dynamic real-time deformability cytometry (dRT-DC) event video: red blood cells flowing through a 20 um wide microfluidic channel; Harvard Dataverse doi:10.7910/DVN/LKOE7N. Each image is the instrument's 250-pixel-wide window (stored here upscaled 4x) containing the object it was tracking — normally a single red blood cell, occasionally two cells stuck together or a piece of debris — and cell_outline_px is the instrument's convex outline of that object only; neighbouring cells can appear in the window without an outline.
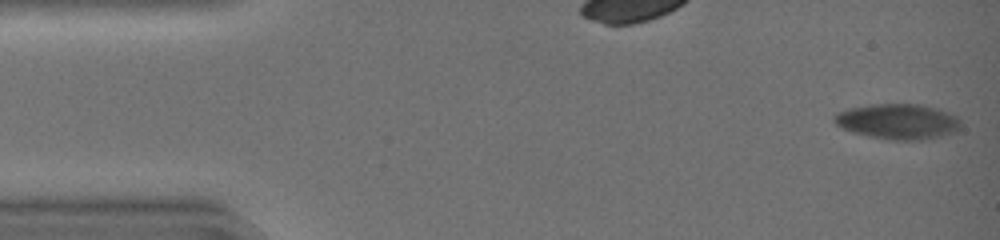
{"species": "common noctule bat (a hibernating species)", "species_latin": "Nyctalus noctula", "temperature_condition": "warm", "stored_images_in_passage": 33, "camera_frame_rate_fps": 3000, "um_per_image_px": 0.085, "animal": {"sex": "female", "body_mass_g": 19.0, "forearm_length_mm": 51.5}, "frame": {"image": 1, "passage_image": 1, "time_ms": 0.0, "image_size_px": [1000, 240], "cell_outline_px": [[960, 128], [952, 132], [940, 136], [920, 140], [892, 140], [868, 136], [852, 132], [836, 124], [832, 120], [832, 116], [836, 112], [848, 108], [868, 104], [920, 104], [936, 108], [948, 112], [956, 116], [960, 120]], "centroid_in_image_um": [76.27, 10.31], "position_along_channel_um": 8.7, "area_um2": 26.13}}
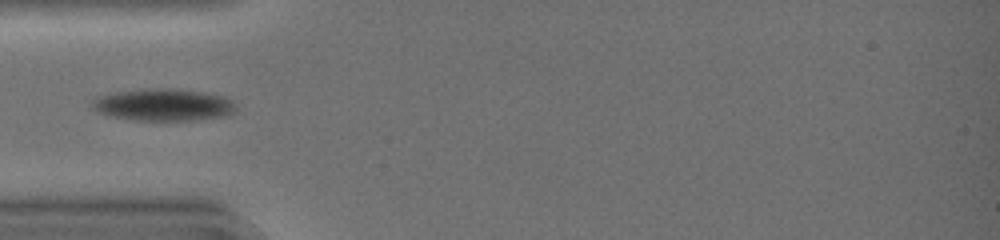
{"frame": {"image": 2, "passage_image": 15, "time_ms": 4.667, "image_size_px": [1000, 240], "cell_outline_px": [[236, 112], [228, 116], [192, 120], [136, 120], [112, 116], [96, 112], [88, 104], [92, 100], [100, 96], [116, 92], [140, 88], [176, 88], [204, 92], [224, 96], [232, 100], [236, 104]], "centroid_in_image_um": [13.91, 8.9], "position_along_channel_um": 71.1, "area_um2": 27.34}}
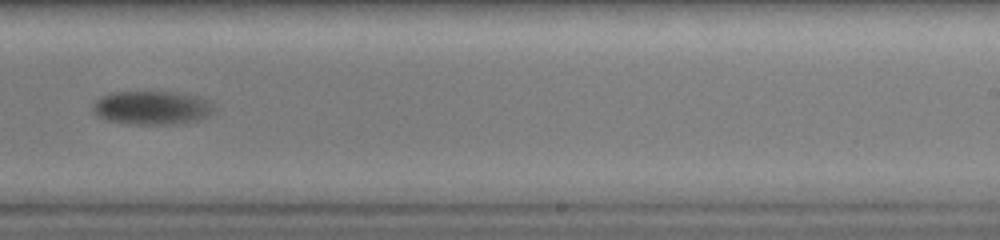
{"frame": {"image": 3, "passage_image": 30, "time_ms": 9.667, "image_size_px": [1000, 240], "cell_outline_px": [[212, 112], [208, 116], [200, 120], [176, 124], [128, 124], [108, 120], [96, 116], [92, 108], [92, 104], [100, 96], [108, 92], [180, 92], [200, 96], [208, 100], [212, 104]], "centroid_in_image_um": [12.9, 9.15], "position_along_channel_um": 276.1, "area_um2": 24.1}}